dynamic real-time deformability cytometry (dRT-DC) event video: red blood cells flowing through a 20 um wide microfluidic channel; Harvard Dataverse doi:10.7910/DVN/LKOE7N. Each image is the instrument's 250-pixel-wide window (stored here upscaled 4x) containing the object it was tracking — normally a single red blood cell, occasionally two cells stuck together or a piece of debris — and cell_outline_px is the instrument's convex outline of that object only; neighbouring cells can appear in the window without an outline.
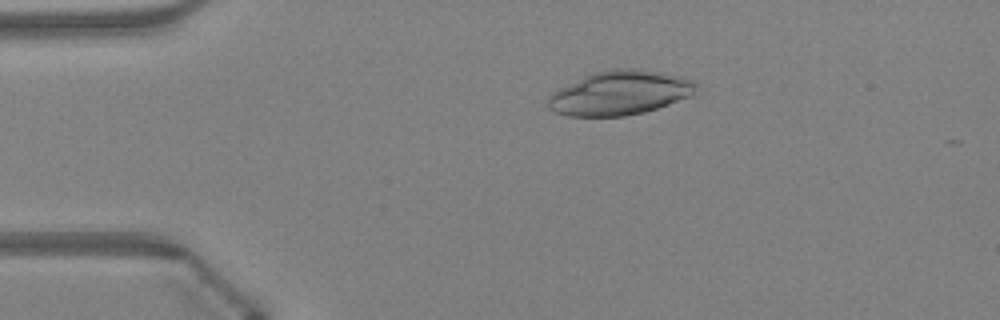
{"species": "Egyptian fruit bat (a non-hibernating species)", "species_latin": "Rousettus aegyptiacus", "temperature_condition": "warm", "stored_images_in_passage": 22, "camera_frame_rate_fps": 3000, "um_per_image_px": 0.085, "animal": {"sex": "female"}, "frame": {"image": 1, "passage_image": 9, "time_ms": 2.667, "image_size_px": [1000, 320], "cell_outline_px": [[696, 84], [692, 96], [644, 112], [624, 116], [568, 116], [556, 112], [548, 108], [548, 100], [552, 92], [592, 72], [612, 68], [640, 68], [684, 76], [696, 80]], "centroid_in_image_um": [52.71, 7.88], "position_along_channel_um": 32.3, "area_um2": 38.32}}
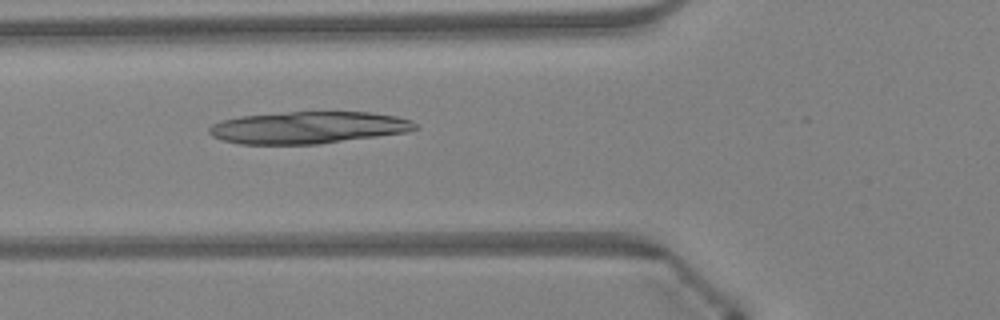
{"frame": {"image": 2, "passage_image": 17, "time_ms": 5.333, "image_size_px": [1000, 320], "cell_outline_px": [[420, 128], [408, 132], [320, 144], [240, 144], [224, 140], [212, 136], [208, 132], [208, 128], [212, 124], [224, 120], [240, 116], [292, 112], [372, 112], [396, 116], [412, 120]], "centroid_in_image_um": [26.24, 10.84], "position_along_channel_um": 99.6, "area_um2": 38.49}}
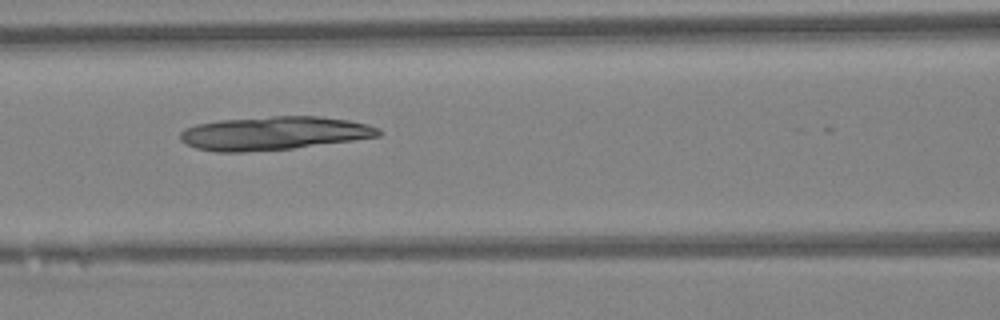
{"frame": {"image": 3, "passage_image": 20, "time_ms": 6.333, "image_size_px": [1000, 320], "cell_outline_px": [[380, 136], [352, 140], [292, 148], [244, 152], [216, 152], [196, 148], [180, 140], [180, 132], [184, 128], [196, 124], [220, 120], [272, 116], [320, 116], [348, 120], [368, 124], [376, 128], [380, 132]], "centroid_in_image_um": [23.23, 11.32], "position_along_channel_um": 143.4, "area_um2": 38.49}}